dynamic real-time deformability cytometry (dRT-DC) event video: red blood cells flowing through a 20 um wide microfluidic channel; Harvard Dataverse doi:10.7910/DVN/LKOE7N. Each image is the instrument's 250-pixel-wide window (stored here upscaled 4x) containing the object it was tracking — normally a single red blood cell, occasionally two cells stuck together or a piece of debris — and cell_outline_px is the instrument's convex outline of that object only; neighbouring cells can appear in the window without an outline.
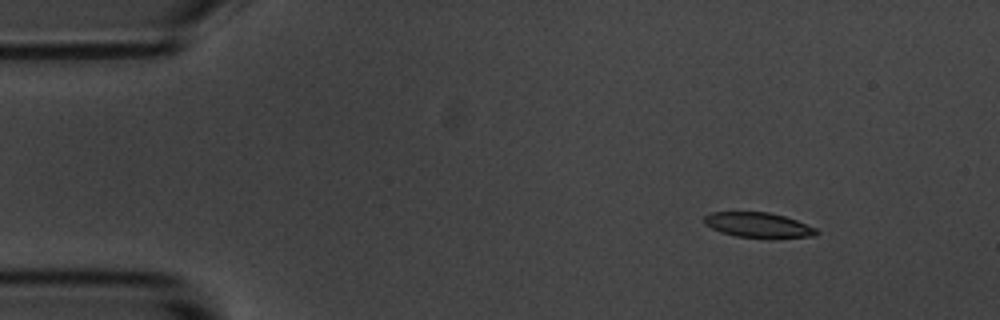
{"species": "common noctule bat (a hibernating species)", "species_latin": "Nyctalus noctula", "temperature_condition": "room temperature", "stored_images_in_passage": 5, "camera_frame_rate_fps": 3000, "um_per_image_px": 0.085, "animal": {"sex": "male", "body_mass_g": 20.1, "forearm_length_mm": 53.5}, "frame": {"image": 1, "passage_image": 2, "time_ms": 1.0, "image_size_px": [1000, 320], "cell_outline_px": [[820, 232], [812, 236], [772, 240], [736, 236], [720, 232], [704, 224], [704, 216], [712, 212], [768, 212], [784, 216], [796, 220], [816, 228]], "centroid_in_image_um": [64.48, 19.16], "position_along_channel_um": 20.5, "area_um2": 16.82}}
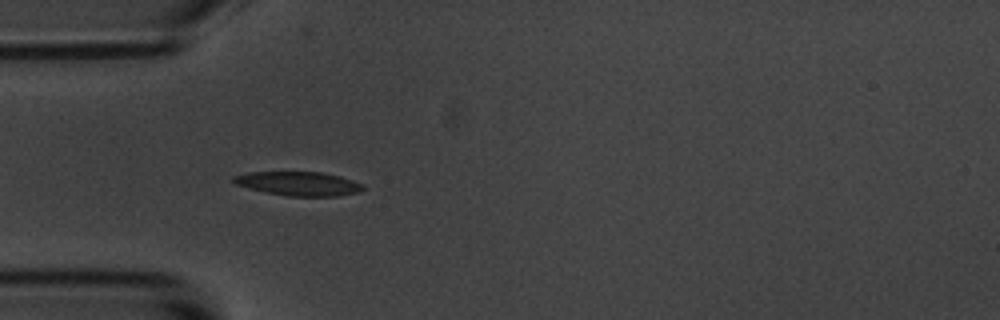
{"frame": {"image": 2, "passage_image": 4, "time_ms": 4.333, "image_size_px": [1000, 320], "cell_outline_px": [[364, 188], [360, 192], [340, 196], [288, 196], [264, 192], [236, 184], [232, 180], [232, 176], [248, 172], [324, 172], [340, 176], [364, 184]], "centroid_in_image_um": [25.41, 15.61], "position_along_channel_um": 59.6, "area_um2": 18.21}}